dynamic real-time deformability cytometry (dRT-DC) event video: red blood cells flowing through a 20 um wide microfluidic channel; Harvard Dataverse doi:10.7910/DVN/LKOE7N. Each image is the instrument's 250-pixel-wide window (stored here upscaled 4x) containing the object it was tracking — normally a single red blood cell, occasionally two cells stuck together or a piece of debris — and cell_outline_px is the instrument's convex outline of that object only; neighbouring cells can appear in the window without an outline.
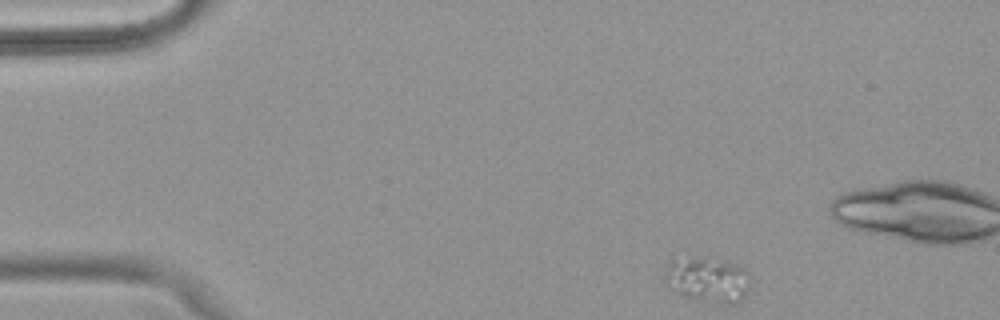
{"species": "common noctule bat (a hibernating species)", "species_latin": "Nyctalus noctula", "temperature_condition": "warm", "stored_images_in_passage": 47, "camera_frame_rate_fps": 3000, "um_per_image_px": 0.085, "animal": {"sex": "female", "body_mass_g": 18.4}, "frame": {"image": 1, "passage_image": 1, "time_ms": 0.0, "image_size_px": [1000, 320], "cell_outline_px": [[748, 288], [744, 296], [740, 300], [732, 304], [720, 304], [692, 300], [668, 288], [664, 280], [664, 272], [668, 264], [672, 260], [704, 256], [736, 264], [744, 268], [748, 272]], "centroid_in_image_um": [60.11, 23.79], "position_along_channel_um": 24.9, "area_um2": 22.89}}
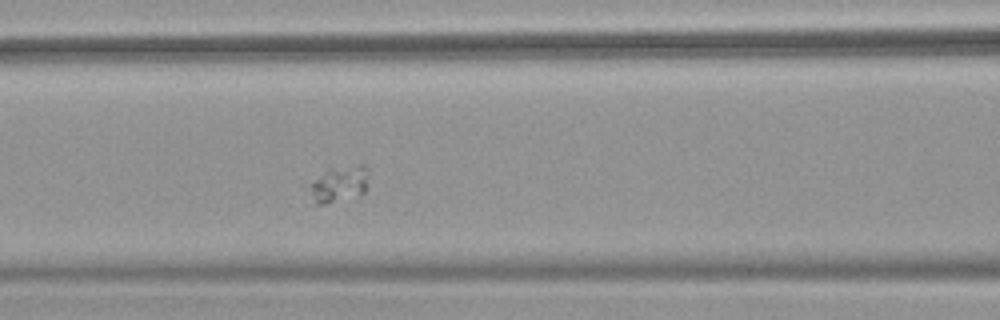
{"frame": {"image": 2, "passage_image": 16, "time_ms": 5.0, "image_size_px": [1000, 320], "cell_outline_px": [[368, 188], [364, 192], [324, 204], [316, 204], [312, 192], [312, 184], [316, 180], [332, 168], [360, 164], [364, 164], [368, 168]], "centroid_in_image_um": [28.95, 15.61], "position_along_channel_um": 137.6, "area_um2": 11.73}}
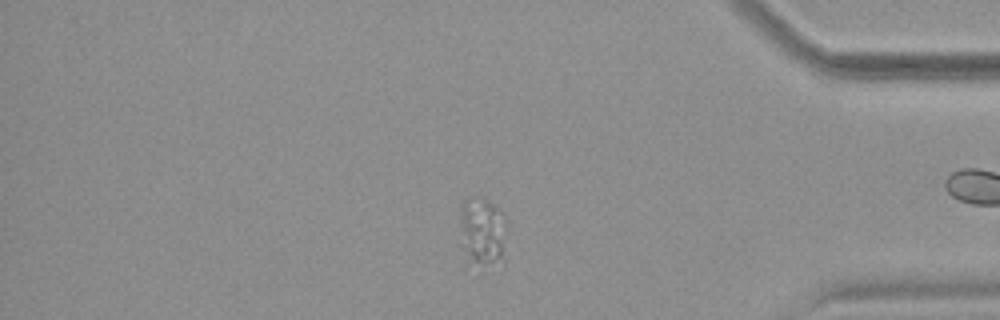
{"frame": {"image": 3, "passage_image": 38, "time_ms": 12.333, "image_size_px": [1000, 320], "cell_outline_px": [[500, 256], [492, 260], [472, 260], [468, 252], [464, 232], [464, 204], [484, 200], [488, 200], [496, 208], [500, 244]], "centroid_in_image_um": [40.95, 19.61], "position_along_channel_um": 394.3, "area_um2": 13.58}}